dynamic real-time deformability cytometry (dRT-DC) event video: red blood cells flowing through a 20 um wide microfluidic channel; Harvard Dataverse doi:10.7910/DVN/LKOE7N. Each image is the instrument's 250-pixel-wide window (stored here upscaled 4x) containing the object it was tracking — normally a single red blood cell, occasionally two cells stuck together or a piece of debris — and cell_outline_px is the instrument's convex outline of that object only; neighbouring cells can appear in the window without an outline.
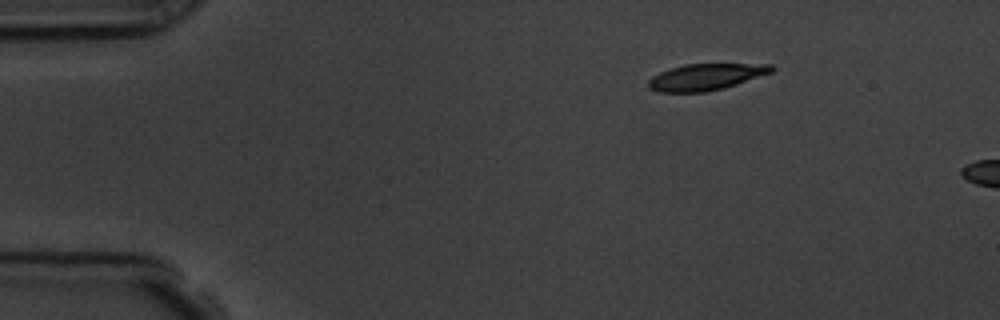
{"species": "common noctule bat (a hibernating species)", "species_latin": "Nyctalus noctula", "temperature_condition": "room temperature", "stored_images_in_passage": 3, "camera_frame_rate_fps": 3000, "um_per_image_px": 0.085, "animal": {"sex": "male", "body_mass_g": 19.5, "forearm_length_mm": 54.6}, "frame": {"image": 1, "passage_image": 1, "time_ms": 0.0, "image_size_px": [1000, 320], "cell_outline_px": [[776, 68], [772, 72], [724, 88], [704, 92], [660, 92], [648, 88], [648, 80], [652, 76], [660, 72], [684, 64], [772, 64]], "centroid_in_image_um": [59.99, 6.54], "position_along_channel_um": 25.0, "area_um2": 18.9}}